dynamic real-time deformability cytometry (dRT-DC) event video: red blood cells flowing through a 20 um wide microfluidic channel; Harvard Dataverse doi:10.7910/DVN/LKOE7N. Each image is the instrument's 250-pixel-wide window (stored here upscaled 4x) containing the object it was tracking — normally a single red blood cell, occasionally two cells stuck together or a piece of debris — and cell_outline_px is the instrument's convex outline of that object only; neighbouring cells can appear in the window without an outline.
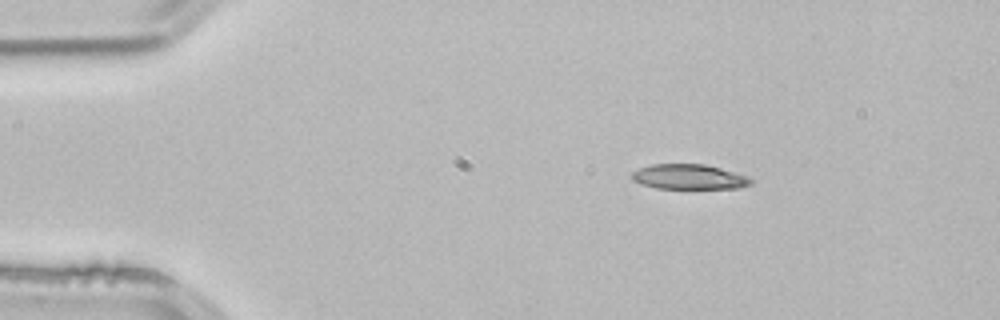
{"species": "common noctule bat (a hibernating species)", "species_latin": "Nyctalus noctula", "temperature_condition": "room temperature", "stored_images_in_passage": 3, "camera_frame_rate_fps": 3000, "um_per_image_px": 0.085, "animal": {"sex": "male", "body_mass_g": 21.5, "forearm_length_mm": 52.0}, "frame": {"image": 1, "passage_image": 1, "time_ms": 0.0, "image_size_px": [1000, 320], "cell_outline_px": [[756, 180], [752, 184], [736, 188], [656, 188], [632, 180], [632, 172], [640, 168], [652, 164], [704, 164], [720, 168], [748, 176]], "centroid_in_image_um": [58.61, 15.03], "position_along_channel_um": 26.4, "area_um2": 17.22}}
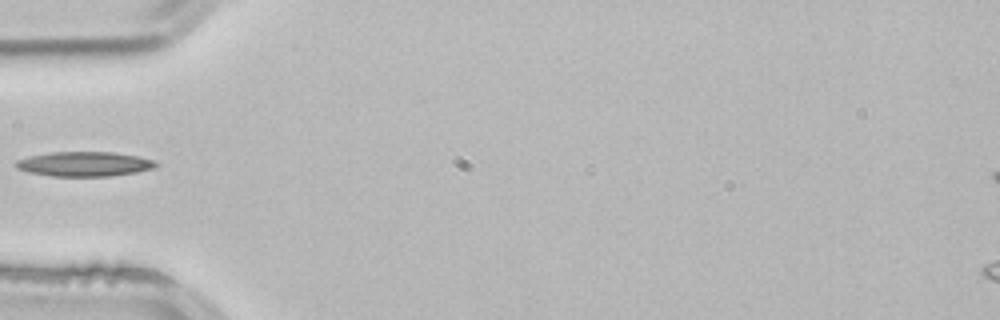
{"frame": {"image": 2, "passage_image": 3, "time_ms": 0.667, "image_size_px": [1000, 320], "cell_outline_px": [[160, 164], [156, 168], [136, 172], [108, 176], [52, 176], [28, 172], [16, 168], [12, 164], [16, 160], [28, 156], [52, 152], [112, 152], [136, 156], [156, 160]], "centroid_in_image_um": [7.16, 13.94], "position_along_channel_um": 77.8, "area_um2": 20.29}}